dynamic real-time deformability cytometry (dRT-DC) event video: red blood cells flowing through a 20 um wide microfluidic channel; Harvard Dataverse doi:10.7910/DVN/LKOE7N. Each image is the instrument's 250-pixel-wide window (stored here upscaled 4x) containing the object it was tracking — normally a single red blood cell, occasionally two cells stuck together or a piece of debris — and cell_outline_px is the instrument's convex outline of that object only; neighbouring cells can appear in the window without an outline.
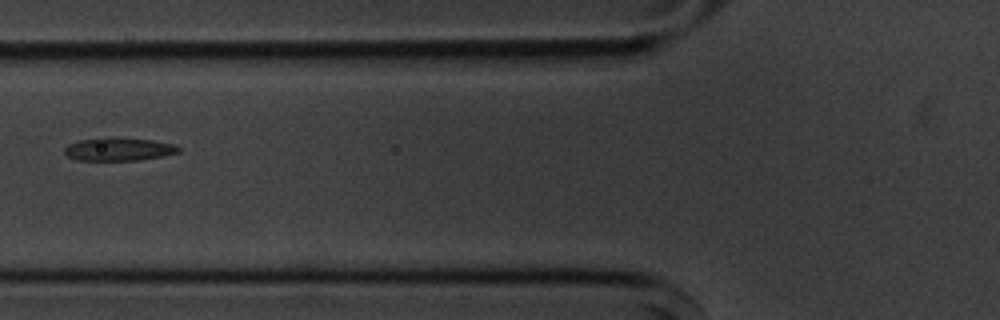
{"species": "common noctule bat (a hibernating species)", "species_latin": "Nyctalus noctula", "temperature_condition": "cold", "stored_images_in_passage": 3, "camera_frame_rate_fps": 3000, "um_per_image_px": 0.085, "animal": {"sex": "male", "body_mass_g": 20.1, "forearm_length_mm": 53.5}, "frame": {"image": 1, "passage_image": 3, "time_ms": 2.333, "image_size_px": [1000, 320], "cell_outline_px": [[180, 152], [160, 156], [136, 160], [76, 160], [68, 156], [64, 152], [64, 148], [68, 144], [80, 140], [104, 136], [152, 140], [176, 144], [180, 148]], "centroid_in_image_um": [10.07, 12.66], "position_along_channel_um": 115.7, "area_um2": 15.43}}